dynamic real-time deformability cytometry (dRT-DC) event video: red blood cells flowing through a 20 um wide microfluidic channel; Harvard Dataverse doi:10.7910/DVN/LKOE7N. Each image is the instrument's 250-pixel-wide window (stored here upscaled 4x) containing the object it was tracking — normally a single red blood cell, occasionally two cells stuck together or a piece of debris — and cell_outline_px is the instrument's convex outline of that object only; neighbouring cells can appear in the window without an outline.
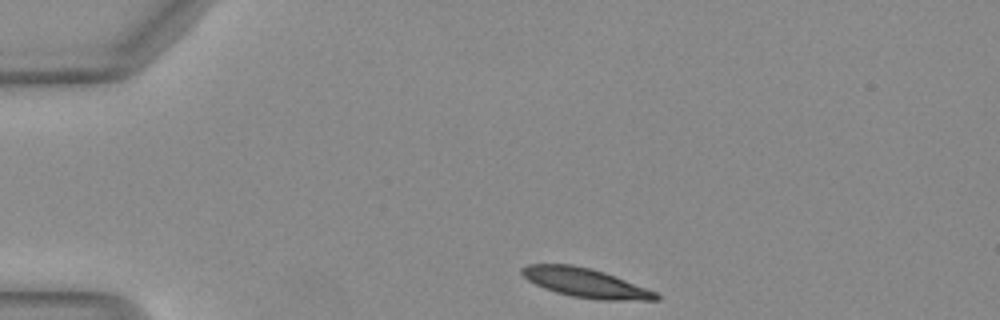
{"species": "Egyptian fruit bat (a non-hibernating species)", "species_latin": "Rousettus aegyptiacus", "temperature_condition": "warm", "stored_images_in_passage": 37, "camera_frame_rate_fps": 3000, "um_per_image_px": 0.085, "animal": {"sex": "female"}, "frame": {"image": 1, "passage_image": 1, "time_ms": 0.0, "image_size_px": [1000, 320], "cell_outline_px": [[660, 300], [600, 300], [572, 296], [556, 292], [544, 288], [528, 280], [520, 272], [520, 268], [528, 264], [572, 264], [592, 268], [604, 272], [656, 292], [660, 296]], "centroid_in_image_um": [49.75, 24.03], "position_along_channel_um": 35.3, "area_um2": 22.66}}
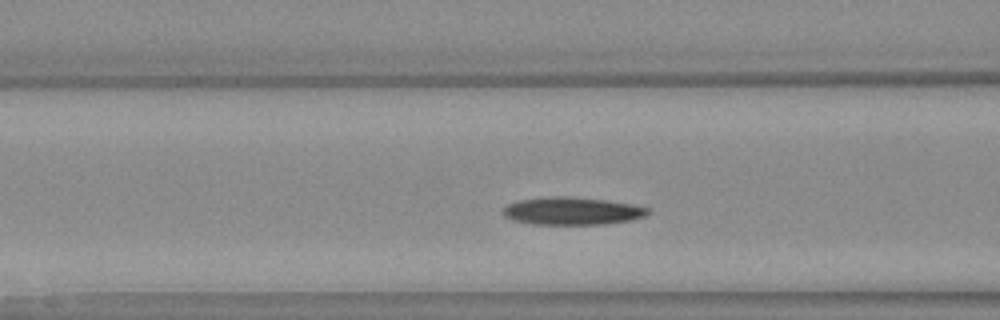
{"frame": {"image": 2, "passage_image": 11, "time_ms": 3.333, "image_size_px": [1000, 320], "cell_outline_px": [[652, 212], [644, 216], [632, 220], [604, 224], [532, 224], [512, 220], [504, 216], [504, 208], [508, 204], [520, 200], [552, 196], [560, 196], [604, 200], [632, 204], [652, 208]], "centroid_in_image_um": [48.68, 17.94], "position_along_channel_um": 117.9, "area_um2": 23.24}}
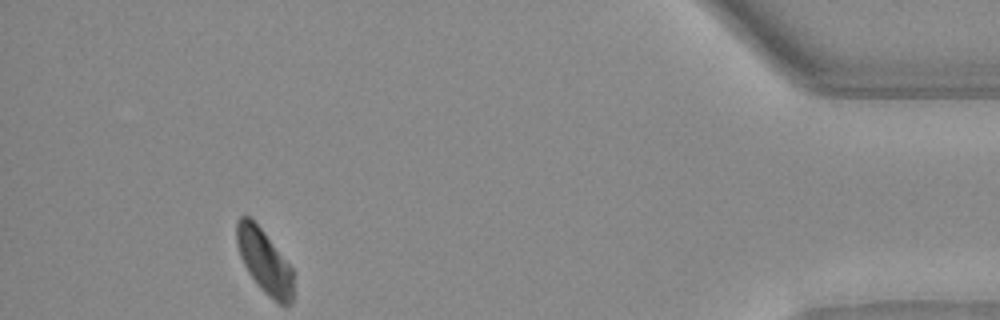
{"frame": {"image": 3, "passage_image": 37, "time_ms": 12.0, "image_size_px": [1000, 320], "cell_outline_px": [[292, 304], [280, 304], [268, 296], [260, 288], [248, 272], [240, 256], [236, 244], [236, 220], [240, 216], [248, 216], [264, 232], [292, 268]], "centroid_in_image_um": [22.44, 22.2], "position_along_channel_um": 412.8, "area_um2": 20.75}, "authors_computed_cell_mechanics": {"area_um2": 23.0622, "velocity_mm_per_s": 4.0621, "shape_relaxation_time_tau1_ms": 4.4826, "shape_relaxation_time_tau2_ms": null, "deformation_change_tau1": 0.1537, "deformation_change_tau2": null}}